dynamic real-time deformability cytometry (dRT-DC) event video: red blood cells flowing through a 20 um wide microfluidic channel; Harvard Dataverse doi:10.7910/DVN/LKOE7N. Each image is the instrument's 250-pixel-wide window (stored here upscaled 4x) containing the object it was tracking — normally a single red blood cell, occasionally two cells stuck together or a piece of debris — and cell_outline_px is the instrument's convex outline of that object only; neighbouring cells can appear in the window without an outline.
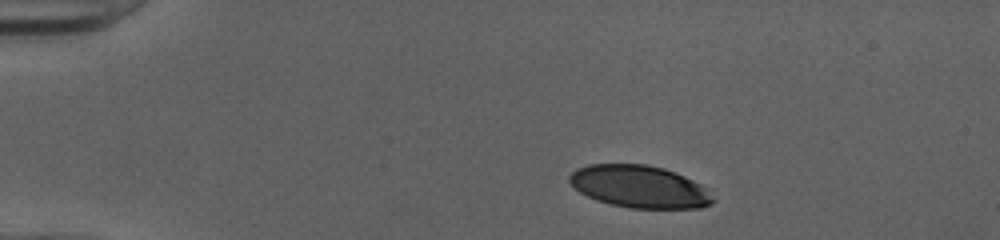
{"species": "human", "species_latin": "Homo sapiens", "temperature_condition": "cold", "stored_images_in_passage": 40, "camera_frame_rate_fps": 3000, "um_per_image_px": 0.085, "donor": {"sex": "female"}, "frame": {"image": 1, "passage_image": 1, "time_ms": 0.0, "image_size_px": [1000, 240], "cell_outline_px": [[716, 200], [712, 204], [700, 208], [628, 208], [596, 200], [580, 192], [568, 180], [568, 176], [576, 168], [588, 164], [648, 164], [664, 168], [684, 176], [700, 184]], "centroid_in_image_um": [54.35, 15.86], "position_along_channel_um": 30.7, "area_um2": 35.37}}
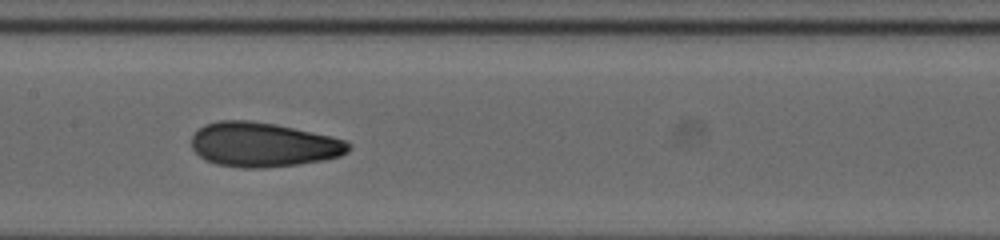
{"frame": {"image": 2, "passage_image": 18, "time_ms": 5.667, "image_size_px": [1000, 240], "cell_outline_px": [[352, 148], [348, 152], [340, 156], [324, 160], [296, 164], [264, 168], [244, 168], [216, 164], [204, 160], [192, 148], [192, 136], [204, 124], [220, 120], [248, 120], [276, 124], [332, 136], [344, 140], [352, 144]], "centroid_in_image_um": [22.39, 12.29], "position_along_channel_um": 185.0, "area_um2": 40.81}}
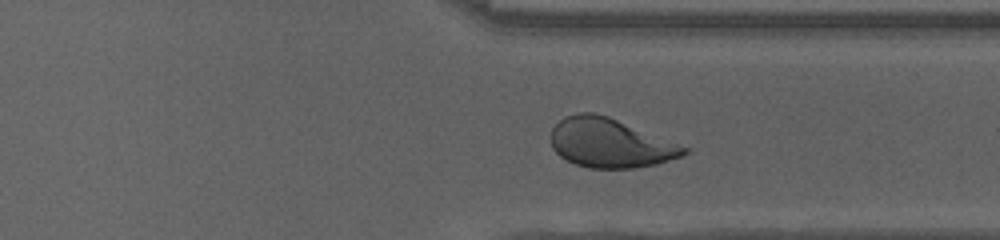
{"frame": {"image": 3, "passage_image": 31, "time_ms": 10.0, "image_size_px": [1000, 240], "cell_outline_px": [[688, 152], [684, 156], [656, 164], [636, 168], [588, 168], [576, 164], [560, 156], [552, 148], [552, 128], [564, 116], [580, 112], [592, 112], [608, 116], [688, 148]], "centroid_in_image_um": [51.84, 12.16], "position_along_channel_um": 359.6, "area_um2": 37.8}, "authors_computed_cell_mechanics": {"area_um2": 39.8242, "velocity_mm_per_s": 4.0268, "shape_relaxation_time_tau1_ms": 5.0349, "shape_relaxation_time_tau2_ms": 1.4462, "deformation_change_tau1": 0.2038, "deformation_change_tau2": 0.0782}}